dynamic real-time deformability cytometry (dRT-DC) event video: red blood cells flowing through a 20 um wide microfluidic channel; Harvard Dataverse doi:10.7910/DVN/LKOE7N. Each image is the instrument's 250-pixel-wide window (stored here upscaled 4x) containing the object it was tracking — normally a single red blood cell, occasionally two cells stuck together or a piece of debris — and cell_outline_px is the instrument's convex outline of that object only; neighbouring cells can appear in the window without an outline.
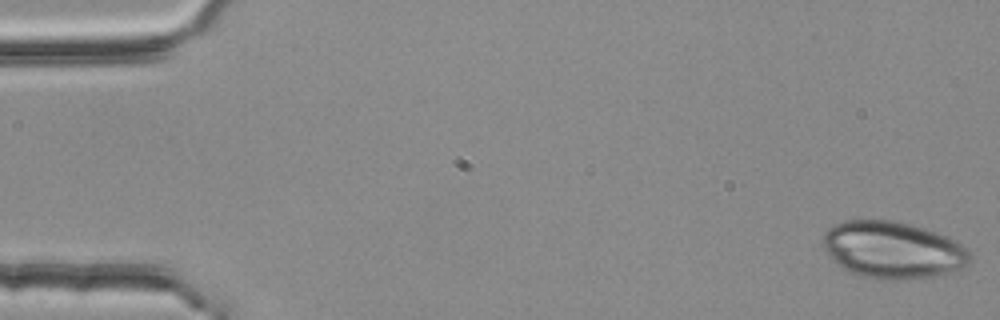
{"species": "common noctule bat (a hibernating species)", "species_latin": "Nyctalus noctula", "temperature_condition": "room temperature", "stored_images_in_passage": 51, "camera_frame_rate_fps": 3000, "um_per_image_px": 0.085, "animal": {"sex": "female", "body_mass_g": 25.1}, "frame": {"image": 1, "passage_image": 1, "time_ms": 0.0, "image_size_px": [1000, 320], "cell_outline_px": [[972, 260], [964, 268], [936, 276], [908, 280], [876, 280], [852, 272], [844, 268], [824, 248], [824, 232], [832, 224], [844, 220], [896, 220], [924, 228], [936, 232], [968, 248], [972, 256]], "centroid_in_image_um": [75.94, 21.25], "position_along_channel_um": 9.1, "area_um2": 48.9}}
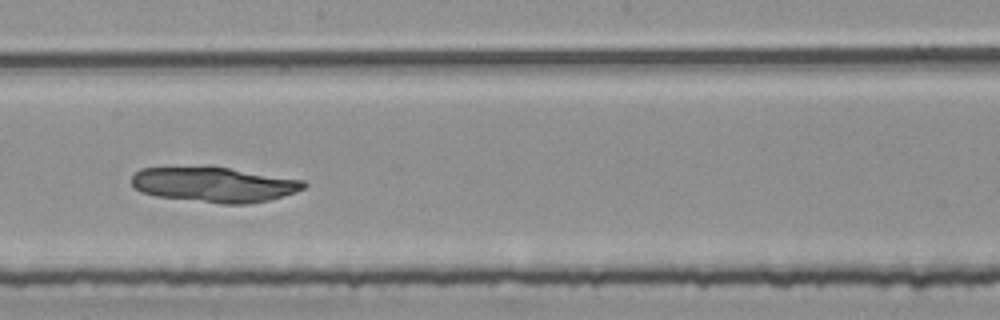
{"frame": {"image": 2, "passage_image": 30, "time_ms": 9.667, "image_size_px": [1000, 320], "cell_outline_px": [[308, 184], [304, 188], [296, 192], [268, 200], [244, 204], [220, 204], [156, 196], [140, 192], [132, 184], [132, 176], [140, 168], [208, 164], [304, 180]], "centroid_in_image_um": [18.17, 15.65], "position_along_channel_um": 230.0, "area_um2": 36.13}}
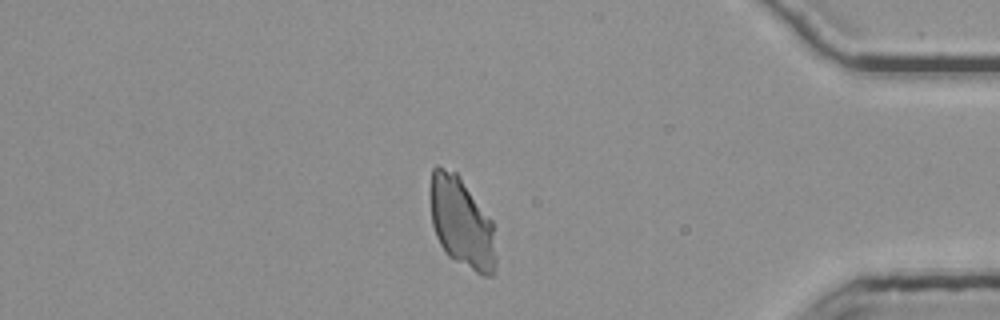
{"frame": {"image": 3, "passage_image": 46, "time_ms": 15.0, "image_size_px": [1000, 320], "cell_outline_px": [[496, 268], [492, 276], [484, 276], [476, 272], [448, 256], [440, 244], [436, 236], [432, 224], [428, 192], [432, 168], [436, 164], [456, 172], [460, 176], [492, 220], [496, 256]], "centroid_in_image_um": [39.21, 18.88], "position_along_channel_um": 396.0, "area_um2": 35.14}}